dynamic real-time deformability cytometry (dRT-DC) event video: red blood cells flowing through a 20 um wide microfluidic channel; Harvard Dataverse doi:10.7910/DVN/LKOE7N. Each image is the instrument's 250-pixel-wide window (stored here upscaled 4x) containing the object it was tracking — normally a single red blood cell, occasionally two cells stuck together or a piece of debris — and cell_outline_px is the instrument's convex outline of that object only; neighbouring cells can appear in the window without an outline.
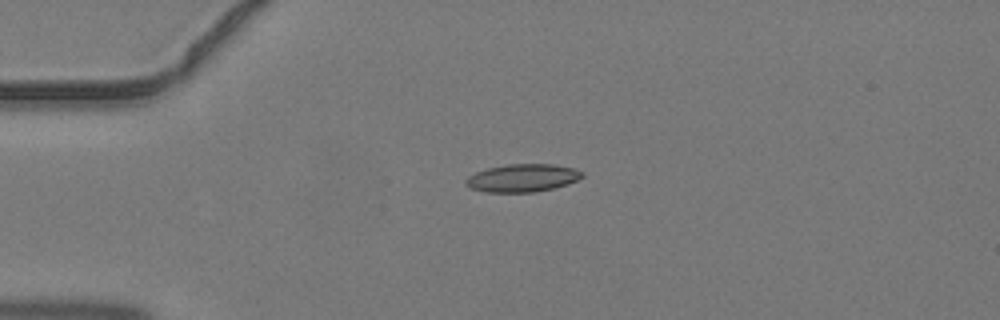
{"species": "common noctule bat (a hibernating species)", "species_latin": "Nyctalus noctula", "temperature_condition": "warm", "stored_images_in_passage": 4, "camera_frame_rate_fps": 3000, "um_per_image_px": 0.085, "animal": {"sex": "male", "body_mass_g": 19.2, "forearm_length_mm": 51.8}, "frame": {"image": 1, "passage_image": 3, "time_ms": 0.667, "image_size_px": [1000, 320], "cell_outline_px": [[584, 176], [568, 184], [536, 192], [484, 192], [472, 188], [464, 184], [464, 180], [468, 176], [476, 172], [488, 168], [508, 164], [552, 164], [572, 168], [584, 172]], "centroid_in_image_um": [44.39, 15.13], "position_along_channel_um": 40.6, "area_um2": 18.84}}
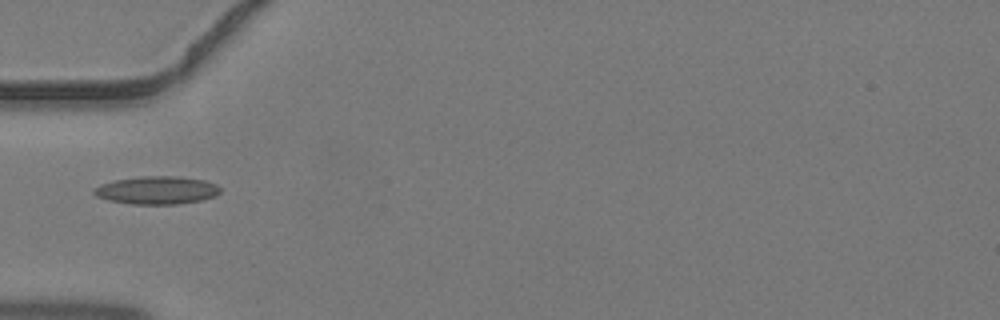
{"frame": {"image": 2, "passage_image": 4, "time_ms": 1.0, "image_size_px": [1000, 320], "cell_outline_px": [[220, 192], [216, 196], [204, 200], [176, 204], [132, 204], [108, 200], [96, 196], [92, 192], [92, 188], [100, 184], [116, 180], [140, 176], [180, 176], [204, 180], [216, 184], [220, 188]], "centroid_in_image_um": [13.33, 16.17], "position_along_channel_um": 71.7, "area_um2": 20.75}}